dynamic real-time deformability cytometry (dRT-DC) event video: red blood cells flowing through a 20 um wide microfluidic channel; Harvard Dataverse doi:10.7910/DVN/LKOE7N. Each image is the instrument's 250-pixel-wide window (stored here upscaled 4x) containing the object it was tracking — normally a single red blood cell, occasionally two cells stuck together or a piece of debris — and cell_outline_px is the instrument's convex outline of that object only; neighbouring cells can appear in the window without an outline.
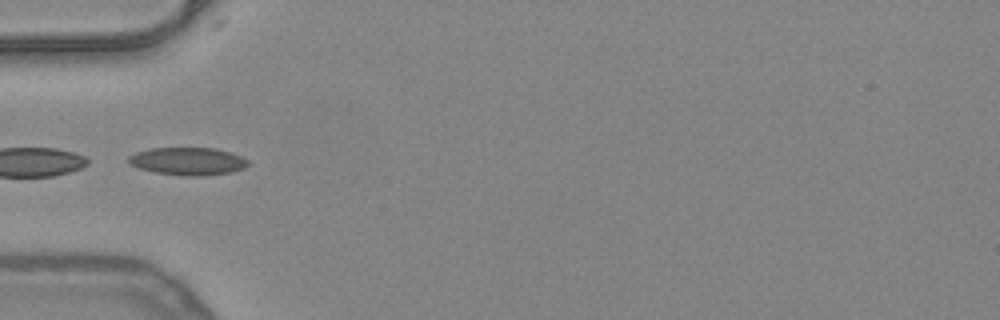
{"species": "common noctule bat (a hibernating species)", "species_latin": "Nyctalus noctula", "temperature_condition": "warm", "stored_images_in_passage": 3, "camera_frame_rate_fps": 3000, "um_per_image_px": 0.085, "animal": {"sex": "female", "body_mass_g": 24.6, "forearm_length_mm": 56.2}, "frame": {"image": 1, "passage_image": 1, "time_ms": 0.0, "image_size_px": [1000, 320], "cell_outline_px": [[252, 164], [244, 168], [232, 172], [204, 176], [188, 176], [156, 172], [140, 168], [128, 164], [128, 156], [136, 152], [152, 148], [216, 148], [240, 156], [248, 160]], "centroid_in_image_um": [15.99, 13.71], "position_along_channel_um": 69.0, "area_um2": 19.31}}